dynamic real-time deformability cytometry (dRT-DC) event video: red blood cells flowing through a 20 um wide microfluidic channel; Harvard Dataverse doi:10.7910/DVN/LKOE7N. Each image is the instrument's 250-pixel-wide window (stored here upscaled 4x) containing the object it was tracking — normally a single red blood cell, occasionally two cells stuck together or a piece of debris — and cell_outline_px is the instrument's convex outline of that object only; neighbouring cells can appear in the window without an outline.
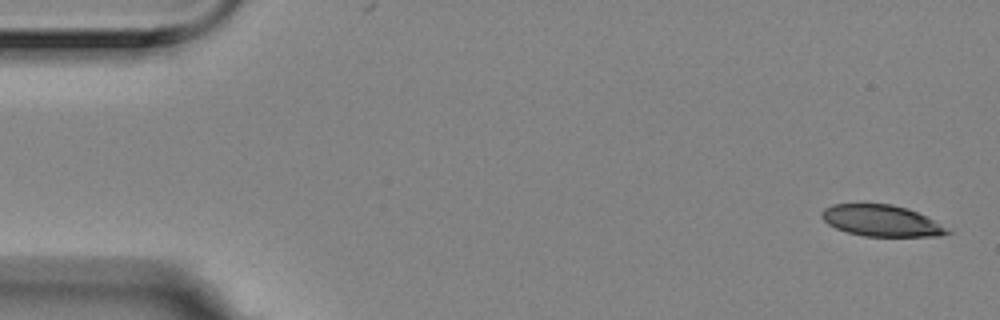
{"species": "Egyptian fruit bat (a non-hibernating species)", "species_latin": "Rousettus aegyptiacus", "temperature_condition": "room temperature", "stored_images_in_passage": 6, "camera_frame_rate_fps": 3000, "um_per_image_px": 0.085, "animal": {"sex": "female"}, "frame": {"image": 1, "passage_image": 1, "time_ms": 0.0, "image_size_px": [1000, 320], "cell_outline_px": [[952, 232], [940, 236], [864, 236], [848, 232], [836, 228], [828, 224], [820, 216], [820, 212], [824, 208], [832, 204], [892, 204], [908, 208], [932, 220]], "centroid_in_image_um": [74.86, 18.75], "position_along_channel_um": 10.1, "area_um2": 22.66}}
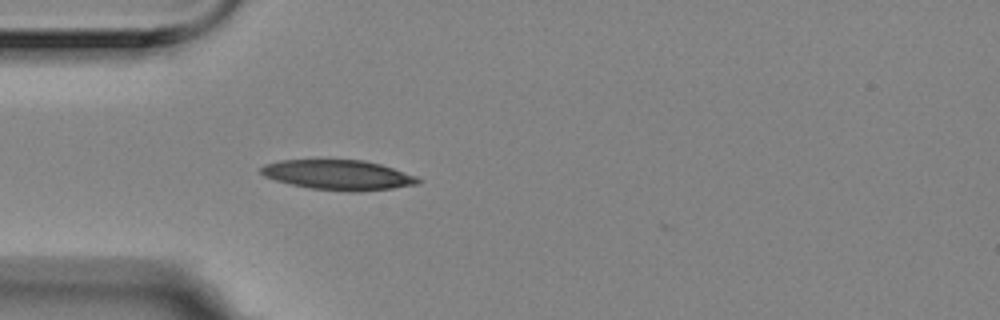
{"frame": {"image": 2, "passage_image": 5, "time_ms": 1.333, "image_size_px": [1000, 320], "cell_outline_px": [[424, 180], [420, 184], [392, 188], [360, 192], [352, 192], [312, 188], [292, 184], [276, 180], [264, 176], [260, 172], [260, 168], [264, 164], [280, 160], [364, 160], [380, 164], [416, 176]], "centroid_in_image_um": [28.78, 14.87], "position_along_channel_um": 56.2, "area_um2": 27.34}}